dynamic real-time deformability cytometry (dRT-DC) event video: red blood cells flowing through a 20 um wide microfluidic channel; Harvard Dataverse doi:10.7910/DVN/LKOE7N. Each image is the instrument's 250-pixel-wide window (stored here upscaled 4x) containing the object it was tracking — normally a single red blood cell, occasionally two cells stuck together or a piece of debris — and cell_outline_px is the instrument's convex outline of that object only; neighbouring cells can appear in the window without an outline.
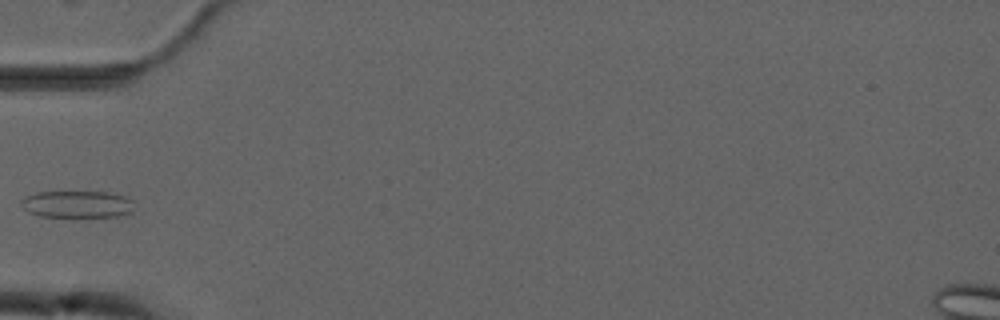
{"species": "common noctule bat (a hibernating species)", "species_latin": "Nyctalus noctula", "temperature_condition": "cold", "stored_images_in_passage": 2, "camera_frame_rate_fps": 3000, "um_per_image_px": 0.085, "animal": {"sex": "male", "forearm_length_mm": 52.5}, "frame": {"image": 1, "passage_image": 2, "time_ms": 1.0, "image_size_px": [1000, 320], "cell_outline_px": [[136, 208], [132, 212], [116, 216], [40, 216], [28, 212], [20, 204], [20, 200], [24, 196], [36, 192], [108, 192], [124, 196], [132, 200]], "centroid_in_image_um": [6.55, 17.35], "position_along_channel_um": 78.4, "area_um2": 17.8}}